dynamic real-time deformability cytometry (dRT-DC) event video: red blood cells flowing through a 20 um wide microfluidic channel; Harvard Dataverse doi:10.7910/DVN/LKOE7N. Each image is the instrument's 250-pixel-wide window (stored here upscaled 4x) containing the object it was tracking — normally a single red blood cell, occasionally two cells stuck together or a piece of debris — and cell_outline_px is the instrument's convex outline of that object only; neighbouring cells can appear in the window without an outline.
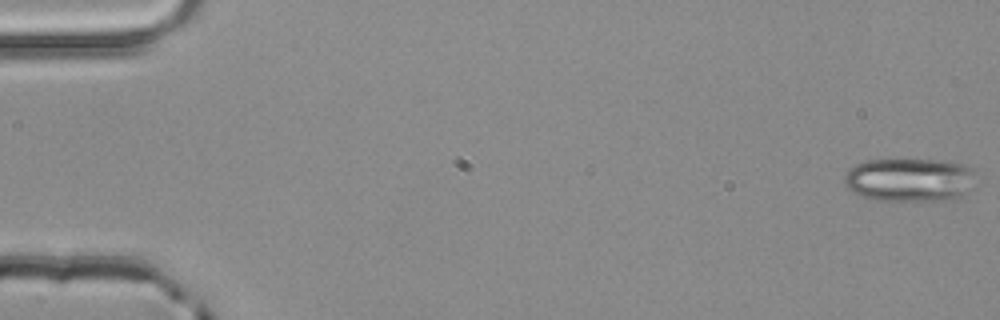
{"species": "common noctule bat (a hibernating species)", "species_latin": "Nyctalus noctula", "temperature_condition": "room temperature", "stored_images_in_passage": 5, "camera_frame_rate_fps": 3000, "um_per_image_px": 0.085, "animal": {"sex": "male", "body_mass_g": 20.4}, "frame": {"image": 1, "passage_image": 1, "time_ms": 0.0, "image_size_px": [1000, 320], "cell_outline_px": [[972, 188], [968, 192], [952, 200], [876, 200], [852, 192], [844, 184], [844, 176], [856, 164], [868, 160], [944, 160], [964, 164], [972, 168]], "centroid_in_image_um": [77.32, 15.28], "position_along_channel_um": 7.7, "area_um2": 33.18}}